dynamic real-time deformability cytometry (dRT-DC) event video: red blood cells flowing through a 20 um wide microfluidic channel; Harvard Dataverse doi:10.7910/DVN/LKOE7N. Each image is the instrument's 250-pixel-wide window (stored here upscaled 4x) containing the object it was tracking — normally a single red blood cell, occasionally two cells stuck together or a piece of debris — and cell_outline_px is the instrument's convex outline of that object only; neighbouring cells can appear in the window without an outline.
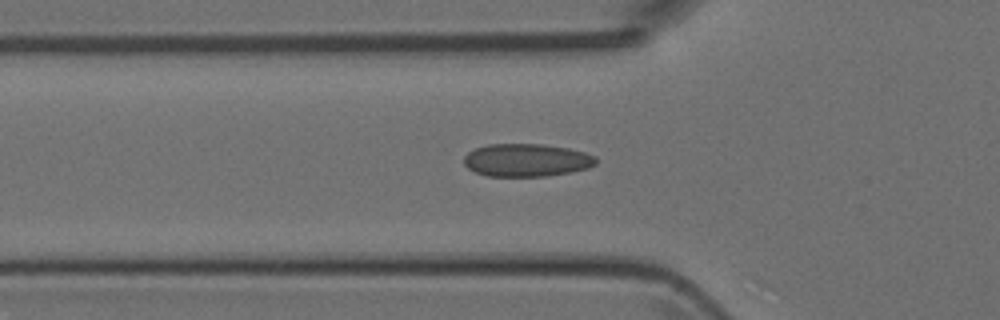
{"species": "Egyptian fruit bat (a non-hibernating species)", "species_latin": "Rousettus aegyptiacus", "temperature_condition": "room temperature", "stored_images_in_passage": 47, "camera_frame_rate_fps": 3000, "um_per_image_px": 0.085, "animal": {"sex": "female"}, "frame": {"image": 1, "passage_image": 16, "time_ms": 5.0, "image_size_px": [1000, 320], "cell_outline_px": [[596, 164], [588, 168], [572, 172], [548, 176], [488, 176], [476, 172], [468, 168], [464, 164], [464, 156], [468, 152], [476, 148], [488, 144], [540, 144], [568, 148], [584, 152], [596, 156]], "centroid_in_image_um": [44.77, 13.61], "position_along_channel_um": 81.0, "area_um2": 25.32}}
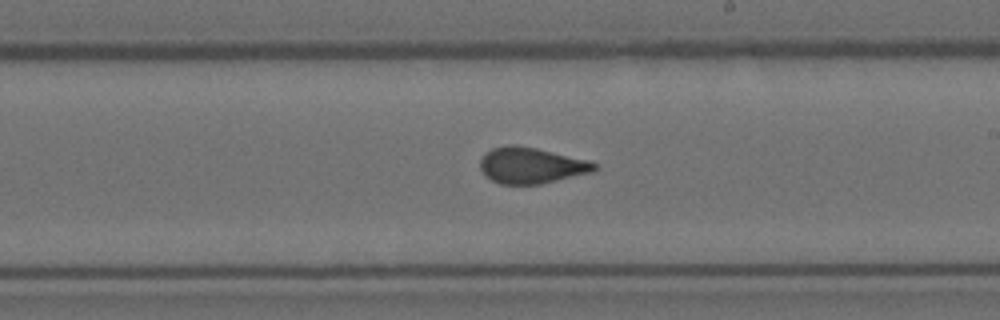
{"frame": {"image": 2, "passage_image": 28, "time_ms": 9.0, "image_size_px": [1000, 320], "cell_outline_px": [[596, 168], [592, 172], [540, 184], [500, 184], [492, 180], [480, 168], [480, 160], [492, 148], [508, 144], [516, 144], [536, 148], [588, 160], [596, 164]], "centroid_in_image_um": [45.15, 14.05], "position_along_channel_um": 243.9, "area_um2": 23.7}}
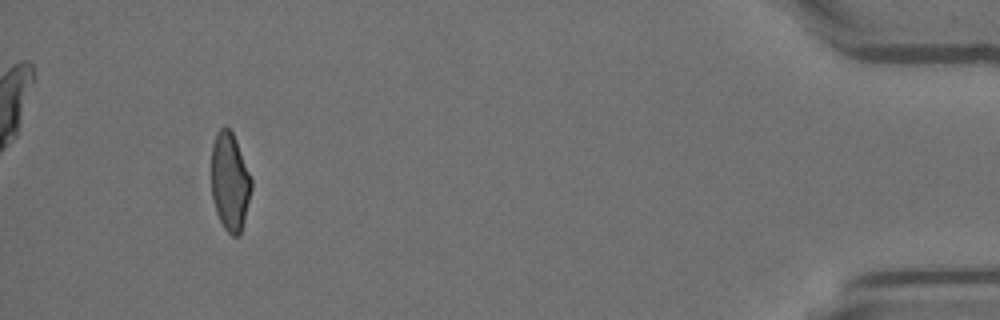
{"frame": {"image": 3, "passage_image": 46, "time_ms": 15.0, "image_size_px": [1000, 320], "cell_outline_px": [[252, 188], [240, 236], [232, 236], [224, 228], [216, 212], [212, 200], [212, 144], [216, 132], [220, 128], [228, 128], [232, 132], [236, 140], [252, 180]], "centroid_in_image_um": [19.54, 15.46], "position_along_channel_um": 415.7, "area_um2": 22.77}}